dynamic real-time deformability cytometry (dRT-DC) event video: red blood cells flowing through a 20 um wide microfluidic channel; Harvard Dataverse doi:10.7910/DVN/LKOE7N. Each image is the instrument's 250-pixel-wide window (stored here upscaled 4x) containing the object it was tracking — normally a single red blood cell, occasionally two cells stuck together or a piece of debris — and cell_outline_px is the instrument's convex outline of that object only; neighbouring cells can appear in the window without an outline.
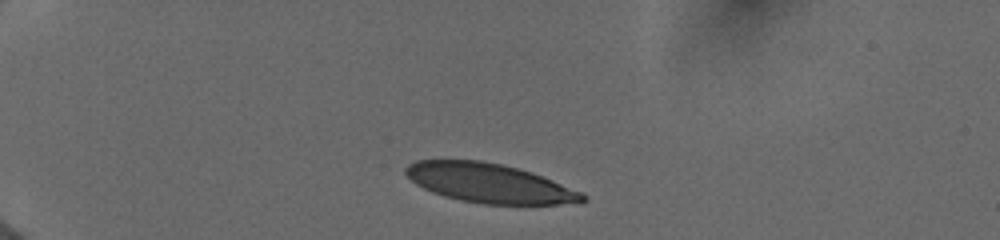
{"species": "human", "species_latin": "Homo sapiens", "temperature_condition": "cold", "stored_images_in_passage": 8, "camera_frame_rate_fps": 3000, "um_per_image_px": 0.085, "donor": {"sex": "female"}, "frame": {"image": 1, "passage_image": 1, "time_ms": 0.0, "image_size_px": [1000, 240], "cell_outline_px": [[588, 200], [556, 204], [484, 204], [460, 200], [444, 196], [432, 192], [416, 184], [404, 172], [404, 168], [408, 164], [416, 160], [480, 160], [500, 164], [516, 168], [552, 180], [580, 192], [588, 196]], "centroid_in_image_um": [41.53, 15.56], "position_along_channel_um": 43.5, "area_um2": 39.88}}
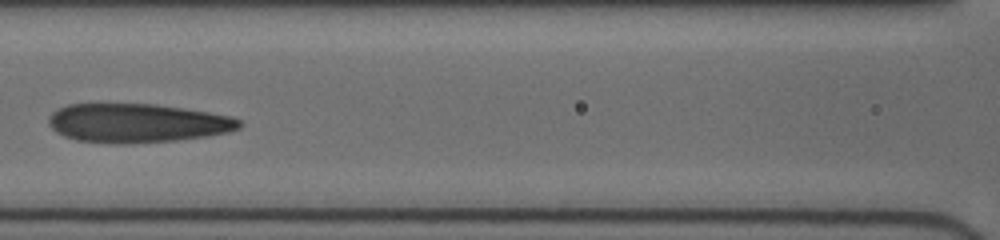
{"frame": {"image": 2, "passage_image": 5, "time_ms": 4.333, "image_size_px": [1000, 240], "cell_outline_px": [[240, 128], [228, 132], [208, 136], [176, 140], [132, 144], [112, 144], [76, 140], [64, 136], [56, 132], [48, 124], [48, 116], [52, 112], [68, 104], [100, 100], [156, 104], [208, 112], [228, 116], [240, 120]], "centroid_in_image_um": [11.55, 10.42], "position_along_channel_um": 155.0, "area_um2": 44.62}}
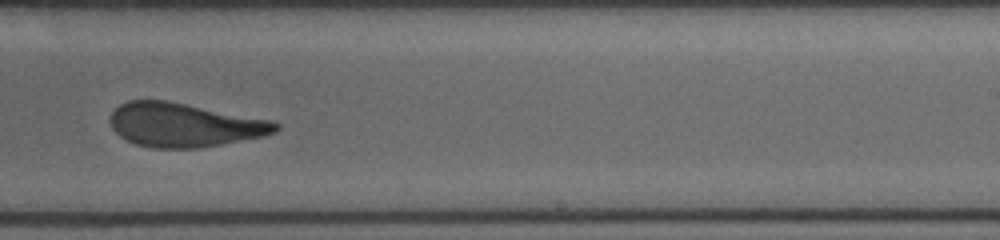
{"frame": {"image": 3, "passage_image": 8, "time_ms": 7.333, "image_size_px": [1000, 240], "cell_outline_px": [[280, 128], [276, 132], [264, 136], [220, 144], [196, 148], [152, 148], [136, 144], [120, 136], [112, 128], [112, 112], [120, 104], [128, 100], [164, 100], [272, 120], [280, 124]], "centroid_in_image_um": [15.68, 10.62], "position_along_channel_um": 273.3, "area_um2": 41.91}}